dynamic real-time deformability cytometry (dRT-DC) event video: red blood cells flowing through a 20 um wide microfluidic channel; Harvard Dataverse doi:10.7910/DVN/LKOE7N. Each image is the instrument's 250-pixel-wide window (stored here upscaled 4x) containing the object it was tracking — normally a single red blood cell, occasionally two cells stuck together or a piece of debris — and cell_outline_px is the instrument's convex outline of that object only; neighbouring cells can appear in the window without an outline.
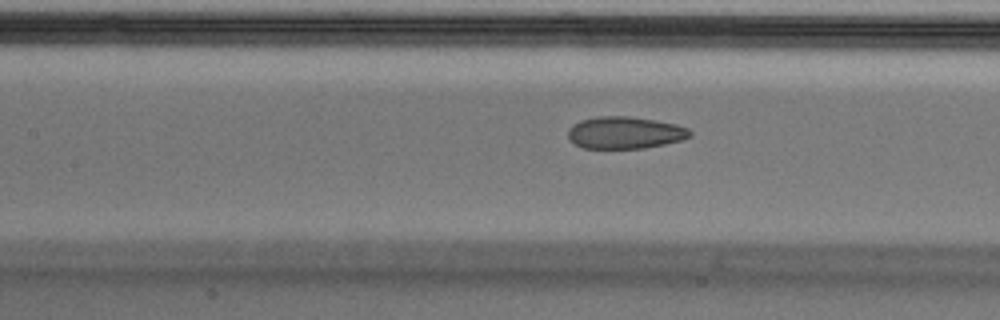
{"species": "Egyptian fruit bat (a non-hibernating species)", "species_latin": "Rousettus aegyptiacus", "temperature_condition": "cold", "stored_images_in_passage": 31, "camera_frame_rate_fps": 3000, "um_per_image_px": 0.085, "animal": {"sex": "male"}, "frame": {"image": 1, "passage_image": 18, "time_ms": 5.667, "image_size_px": [1000, 320], "cell_outline_px": [[692, 136], [680, 140], [664, 144], [644, 148], [584, 148], [576, 144], [568, 136], [568, 128], [572, 124], [580, 120], [596, 116], [628, 116], [656, 120], [676, 124], [688, 128], [692, 132]], "centroid_in_image_um": [53.12, 11.26], "position_along_channel_um": 154.3, "area_um2": 22.83}}